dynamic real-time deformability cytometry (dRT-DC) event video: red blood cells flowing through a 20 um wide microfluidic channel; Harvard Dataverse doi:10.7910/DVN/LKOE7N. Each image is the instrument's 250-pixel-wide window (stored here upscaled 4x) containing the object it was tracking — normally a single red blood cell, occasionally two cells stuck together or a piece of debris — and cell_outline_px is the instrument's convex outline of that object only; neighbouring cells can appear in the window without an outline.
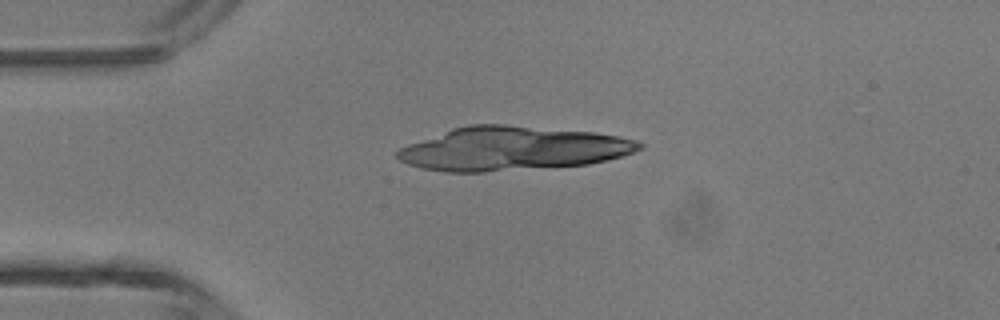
{"species": "common noctule bat (a hibernating species)", "species_latin": "Nyctalus noctula", "temperature_condition": "room temperature", "stored_images_in_passage": 36, "camera_frame_rate_fps": 3000, "um_per_image_px": 0.085, "animal": {"sex": "male", "body_mass_g": 13.3}, "frame": {"image": 1, "passage_image": 10, "time_ms": 3.0, "image_size_px": [1000, 320], "cell_outline_px": [[632, 148], [628, 152], [616, 156], [600, 160], [580, 164], [524, 164], [512, 160], [524, 132], [576, 132], [608, 136], [620, 140]], "centroid_in_image_um": [48.19, 12.59], "position_along_channel_um": 36.8, "area_um2": 22.08}}
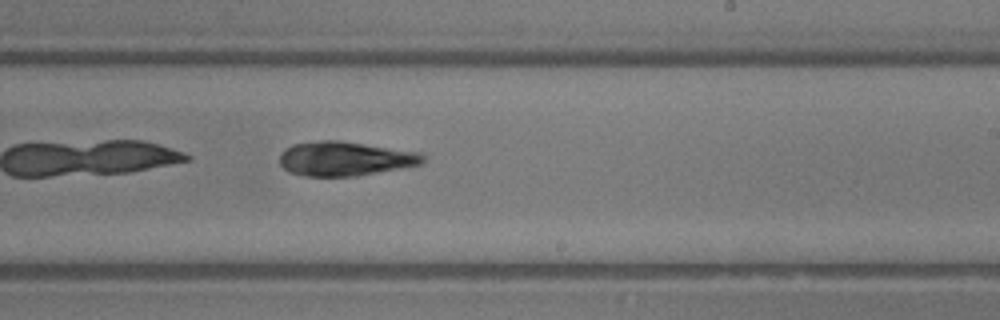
{"frame": {"image": 2, "passage_image": 27, "time_ms": 8.667, "image_size_px": [1000, 320], "cell_outline_px": [[416, 160], [404, 164], [360, 172], [332, 176], [320, 176], [304, 172], [284, 160], [284, 156], [292, 148], [312, 144], [348, 144], [412, 156]], "centroid_in_image_um": [29.07, 13.52], "position_along_channel_um": 259.9, "area_um2": 20.75}}
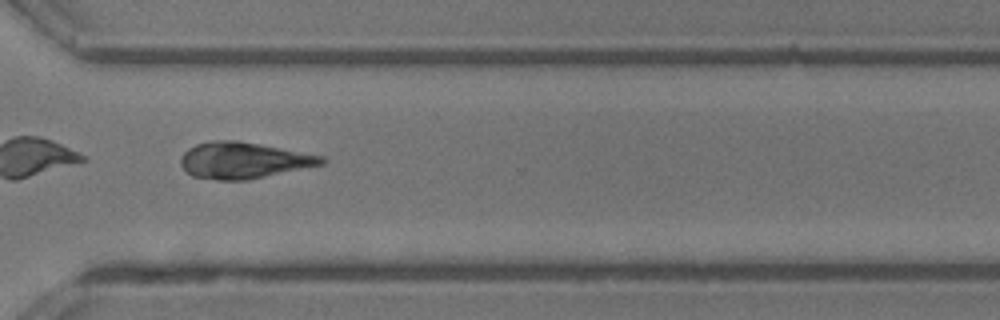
{"frame": {"image": 3, "passage_image": 33, "time_ms": 10.667, "image_size_px": [1000, 320], "cell_outline_px": [[320, 160], [312, 164], [252, 176], [208, 176], [204, 144], [248, 144]], "centroid_in_image_um": [21.2, 13.62], "position_along_channel_um": 349.4, "area_um2": 18.79}}